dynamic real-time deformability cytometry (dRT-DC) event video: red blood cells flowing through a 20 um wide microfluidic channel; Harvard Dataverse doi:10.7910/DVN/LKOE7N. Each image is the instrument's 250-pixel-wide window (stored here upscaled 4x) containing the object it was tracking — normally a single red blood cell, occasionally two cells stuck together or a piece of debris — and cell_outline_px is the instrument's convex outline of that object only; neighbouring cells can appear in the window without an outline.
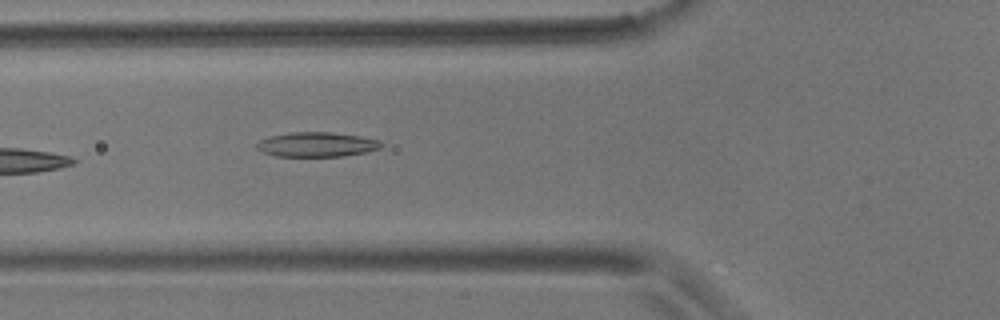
{"species": "common noctule bat (a hibernating species)", "species_latin": "Nyctalus noctula", "temperature_condition": "room temperature", "stored_images_in_passage": 5, "camera_frame_rate_fps": 3000, "um_per_image_px": 0.085, "animal": {"sex": "male", "body_mass_g": 17.9}, "frame": {"image": 1, "passage_image": 5, "time_ms": 4.667, "image_size_px": [1000, 320], "cell_outline_px": [[384, 144], [380, 148], [364, 152], [344, 156], [276, 156], [264, 152], [256, 148], [256, 144], [260, 140], [268, 136], [288, 132], [332, 132], [360, 136], [380, 140]], "centroid_in_image_um": [26.92, 12.27], "position_along_channel_um": 98.9, "area_um2": 17.92}}